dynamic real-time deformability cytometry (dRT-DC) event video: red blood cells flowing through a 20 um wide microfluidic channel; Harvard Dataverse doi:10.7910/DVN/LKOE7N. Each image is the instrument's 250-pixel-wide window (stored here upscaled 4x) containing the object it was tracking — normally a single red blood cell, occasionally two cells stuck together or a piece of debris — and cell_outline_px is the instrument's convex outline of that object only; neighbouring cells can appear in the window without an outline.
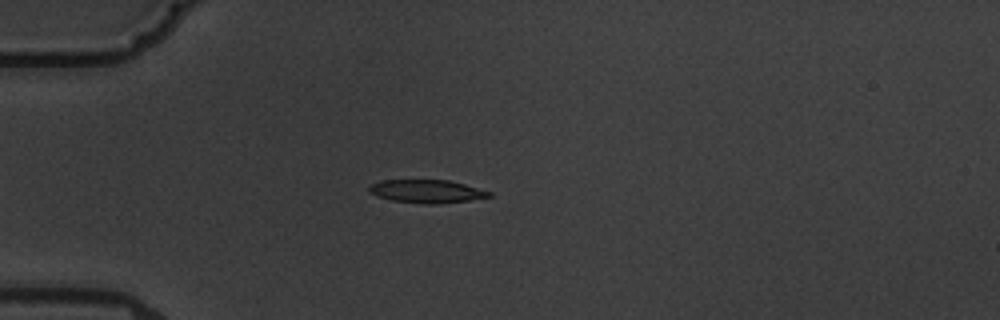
{"species": "common noctule bat (a hibernating species)", "species_latin": "Nyctalus noctula", "temperature_condition": "warm", "stored_images_in_passage": 5, "camera_frame_rate_fps": 3000, "um_per_image_px": 0.085, "animal": {"sex": "male", "body_mass_g": 19.5, "forearm_length_mm": 54.6}, "frame": {"image": 1, "passage_image": 4, "time_ms": 3.333, "image_size_px": [1000, 320], "cell_outline_px": [[492, 196], [468, 200], [436, 204], [424, 204], [392, 200], [376, 196], [368, 192], [368, 188], [372, 184], [380, 180], [448, 180], [464, 184], [492, 192]], "centroid_in_image_um": [36.24, 16.26], "position_along_channel_um": 48.8, "area_um2": 16.13}}